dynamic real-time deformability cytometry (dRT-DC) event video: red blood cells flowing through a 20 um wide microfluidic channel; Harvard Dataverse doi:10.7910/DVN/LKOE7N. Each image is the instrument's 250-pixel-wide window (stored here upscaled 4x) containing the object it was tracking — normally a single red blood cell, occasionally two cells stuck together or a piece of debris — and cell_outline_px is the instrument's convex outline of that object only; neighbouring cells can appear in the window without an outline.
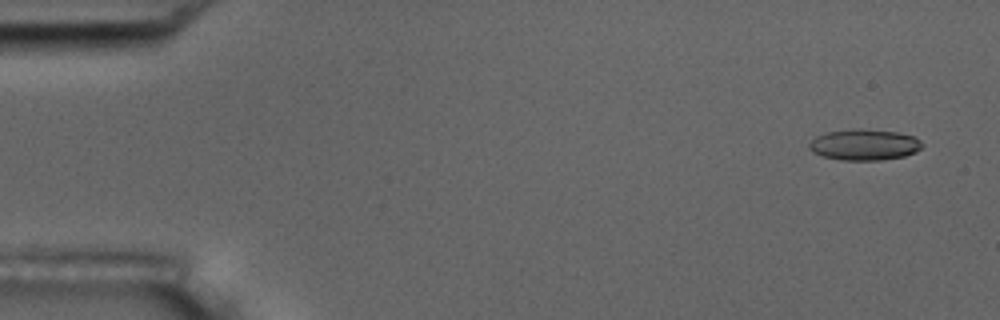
{"species": "common noctule bat (a hibernating species)", "species_latin": "Nyctalus noctula", "temperature_condition": "room temperature", "stored_images_in_passage": 4, "camera_frame_rate_fps": 3000, "um_per_image_px": 0.085, "animal": {"sex": "male", "body_mass_g": 17.5, "forearm_length_mm": 52.3}, "frame": {"image": 1, "passage_image": 1, "time_ms": 0.0, "image_size_px": [1000, 320], "cell_outline_px": [[924, 144], [916, 152], [904, 156], [880, 160], [840, 160], [824, 156], [812, 152], [808, 148], [808, 144], [816, 136], [828, 132], [852, 128], [860, 128], [896, 132], [912, 136], [920, 140]], "centroid_in_image_um": [73.45, 12.3], "position_along_channel_um": 11.5, "area_um2": 20.46}}
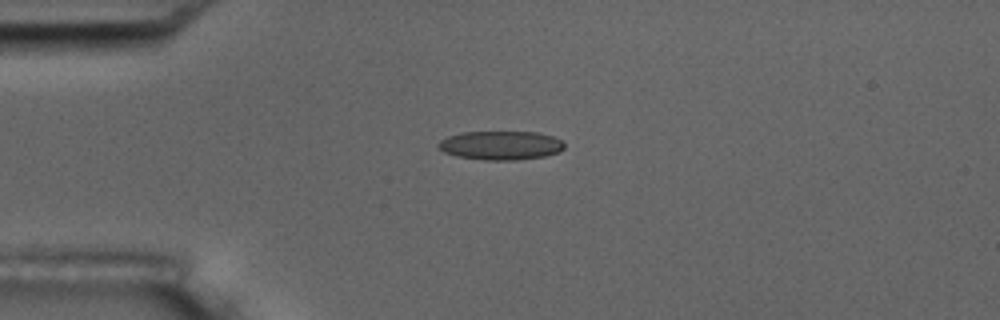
{"frame": {"image": 2, "passage_image": 4, "time_ms": 3.667, "image_size_px": [1000, 320], "cell_outline_px": [[564, 148], [560, 152], [544, 156], [516, 160], [484, 160], [456, 156], [444, 152], [436, 144], [440, 140], [448, 136], [460, 132], [536, 132], [552, 136], [560, 140], [564, 144]], "centroid_in_image_um": [42.54, 12.36], "position_along_channel_um": 42.5, "area_um2": 21.21}}